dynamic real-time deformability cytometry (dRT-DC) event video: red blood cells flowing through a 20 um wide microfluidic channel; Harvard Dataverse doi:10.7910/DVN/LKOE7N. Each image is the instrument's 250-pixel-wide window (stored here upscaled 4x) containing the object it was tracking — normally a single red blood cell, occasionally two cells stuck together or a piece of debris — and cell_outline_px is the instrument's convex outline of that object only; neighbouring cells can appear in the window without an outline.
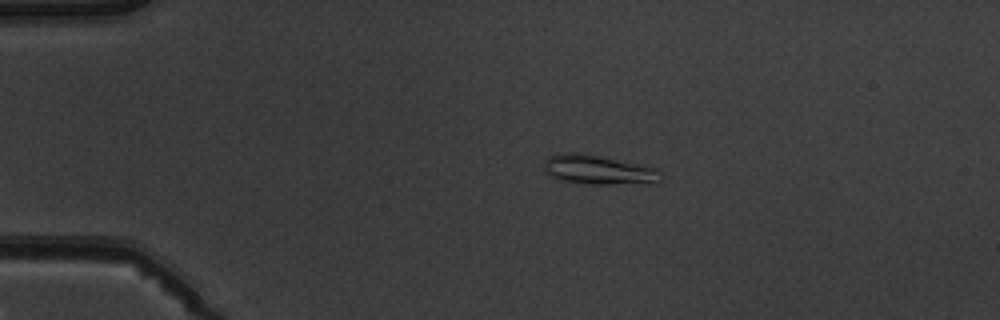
{"species": "common noctule bat (a hibernating species)", "species_latin": "Nyctalus noctula", "temperature_condition": "warm", "stored_images_in_passage": 6, "camera_frame_rate_fps": 3000, "um_per_image_px": 0.085, "animal": {"sex": "male", "body_mass_g": 19.5, "forearm_length_mm": 54.6}, "frame": {"image": 1, "passage_image": 3, "time_ms": 2.333, "image_size_px": [1000, 320], "cell_outline_px": [[660, 180], [656, 184], [588, 184], [560, 180], [548, 176], [544, 172], [544, 164], [548, 156], [556, 152], [580, 152], [656, 168], [660, 172]], "centroid_in_image_um": [50.82, 14.44], "position_along_channel_um": 34.2, "area_um2": 20.29}}
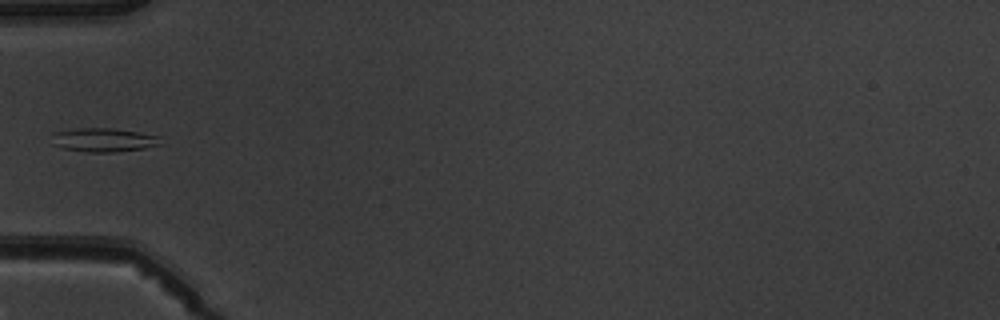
{"frame": {"image": 2, "passage_image": 5, "time_ms": 4.667, "image_size_px": [1000, 320], "cell_outline_px": [[160, 144], [144, 148], [116, 152], [88, 152], [60, 148], [52, 144], [52, 132], [76, 128], [112, 128], [160, 136]], "centroid_in_image_um": [8.74, 11.89], "position_along_channel_um": 76.3, "area_um2": 15.14}}